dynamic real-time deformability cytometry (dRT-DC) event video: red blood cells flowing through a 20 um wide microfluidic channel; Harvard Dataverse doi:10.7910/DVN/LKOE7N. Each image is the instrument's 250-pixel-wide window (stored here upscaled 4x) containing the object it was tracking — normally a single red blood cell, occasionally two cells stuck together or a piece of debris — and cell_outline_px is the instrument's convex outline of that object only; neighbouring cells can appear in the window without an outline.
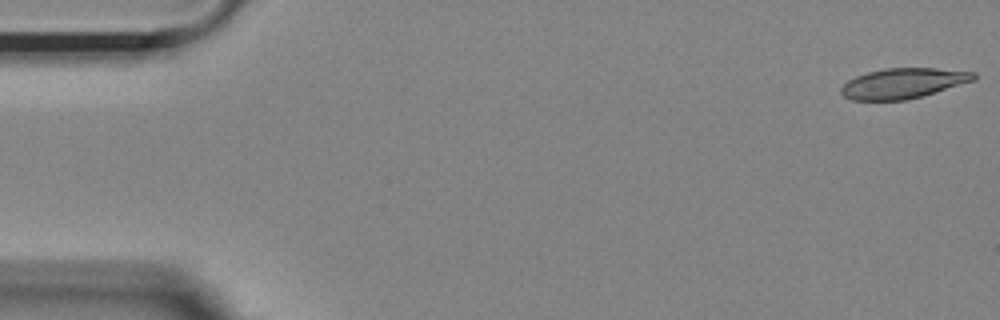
{"species": "Egyptian fruit bat (a non-hibernating species)", "species_latin": "Rousettus aegyptiacus", "temperature_condition": "room temperature", "stored_images_in_passage": 18, "camera_frame_rate_fps": 3000, "um_per_image_px": 0.085, "animal": {"sex": "female"}, "frame": {"image": 1, "passage_image": 1, "time_ms": 0.0, "image_size_px": [1000, 320], "cell_outline_px": [[976, 80], [924, 96], [908, 100], [852, 100], [844, 96], [840, 92], [840, 88], [848, 80], [856, 76], [868, 72], [884, 68], [936, 68], [976, 72]], "centroid_in_image_um": [76.8, 7.08], "position_along_channel_um": 8.2, "area_um2": 23.58}}
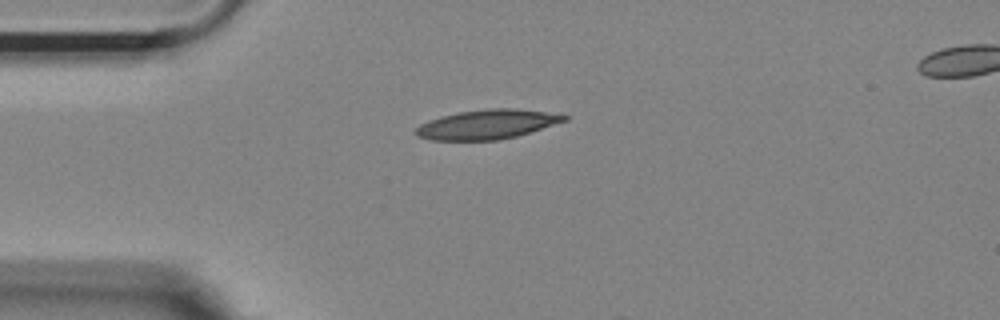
{"frame": {"image": 2, "passage_image": 13, "time_ms": 4.0, "image_size_px": [1000, 320], "cell_outline_px": [[568, 120], [516, 136], [500, 140], [428, 140], [416, 136], [416, 128], [420, 124], [428, 120], [440, 116], [460, 112], [488, 108], [516, 108], [544, 112], [568, 116]], "centroid_in_image_um": [41.36, 10.57], "position_along_channel_um": 43.6, "area_um2": 25.32}}
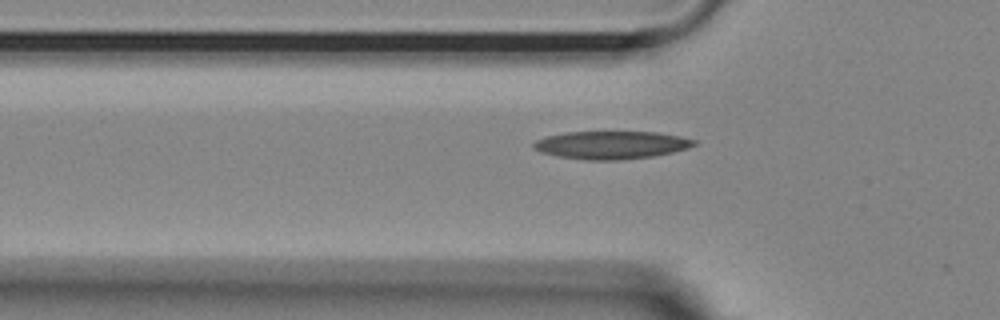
{"frame": {"image": 3, "passage_image": 17, "time_ms": 5.333, "image_size_px": [1000, 320], "cell_outline_px": [[696, 144], [688, 148], [672, 152], [652, 156], [616, 160], [588, 160], [560, 156], [540, 152], [532, 148], [532, 144], [536, 140], [544, 136], [564, 132], [656, 132], [680, 136], [696, 140]], "centroid_in_image_um": [51.92, 12.31], "position_along_channel_um": 73.9, "area_um2": 26.01}}